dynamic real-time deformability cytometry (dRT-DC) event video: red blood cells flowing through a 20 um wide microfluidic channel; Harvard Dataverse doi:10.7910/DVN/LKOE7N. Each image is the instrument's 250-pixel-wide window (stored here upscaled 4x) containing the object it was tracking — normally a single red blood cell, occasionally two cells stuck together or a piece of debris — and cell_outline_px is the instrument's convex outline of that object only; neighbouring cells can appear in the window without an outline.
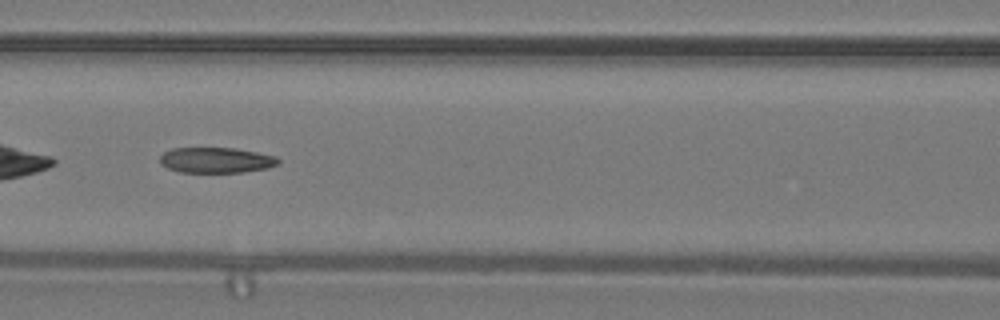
{"species": "common noctule bat (a hibernating species)", "species_latin": "Nyctalus noctula", "temperature_condition": "warm", "stored_images_in_passage": 34, "camera_frame_rate_fps": 3000, "um_per_image_px": 0.085, "animal": {"sex": "male", "body_mass_g": 19.2, "forearm_length_mm": 51.8}, "frame": {"image": 1, "passage_image": 10, "time_ms": 3.0, "image_size_px": [1000, 320], "cell_outline_px": [[280, 164], [268, 168], [244, 172], [180, 172], [168, 168], [160, 164], [160, 156], [164, 152], [172, 148], [236, 148], [276, 156], [280, 160]], "centroid_in_image_um": [18.39, 13.61], "position_along_channel_um": 148.2, "area_um2": 17.69}, "authors_computed_cell_mechanics": {"area_um2": 18.6116, "velocity_mm_per_s": 4.2605, "shape_relaxation_time_tau1_ms": null, "shape_relaxation_time_tau2_ms": 3.7358, "deformation_change_tau1": null, "deformation_change_tau2": 0.1394}}